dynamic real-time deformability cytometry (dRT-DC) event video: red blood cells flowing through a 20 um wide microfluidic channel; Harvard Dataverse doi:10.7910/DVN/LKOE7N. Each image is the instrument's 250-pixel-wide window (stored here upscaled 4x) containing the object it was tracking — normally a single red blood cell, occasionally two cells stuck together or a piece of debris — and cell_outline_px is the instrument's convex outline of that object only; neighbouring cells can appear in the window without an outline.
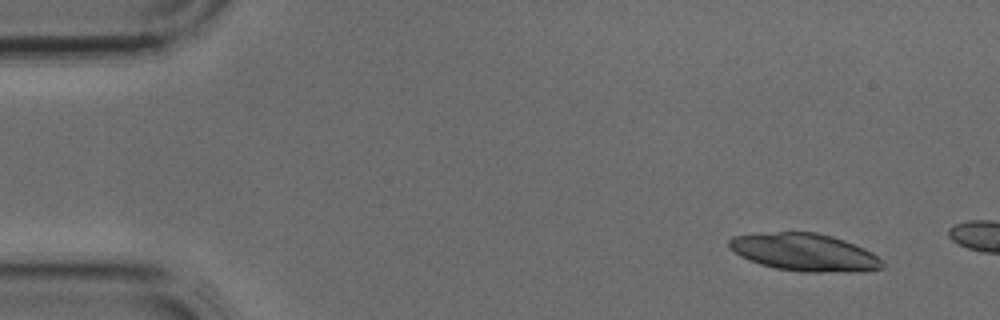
{"species": "common noctule bat (a hibernating species)", "species_latin": "Nyctalus noctula", "temperature_condition": "cold", "stored_images_in_passage": 4, "camera_frame_rate_fps": 3000, "um_per_image_px": 0.085, "animal": {"sex": "male", "body_mass_g": 17.9, "forearm_length_mm": 54.2}, "frame": {"image": 1, "passage_image": 1, "time_ms": 0.0, "image_size_px": [1000, 320], "cell_outline_px": [[884, 268], [864, 272], [800, 272], [776, 268], [760, 264], [748, 260], [740, 256], [728, 244], [728, 240], [732, 236], [776, 232], [816, 232], [832, 236], [844, 240], [864, 248], [872, 252], [884, 264]], "centroid_in_image_um": [68.42, 21.46], "position_along_channel_um": 16.6, "area_um2": 33.58}}
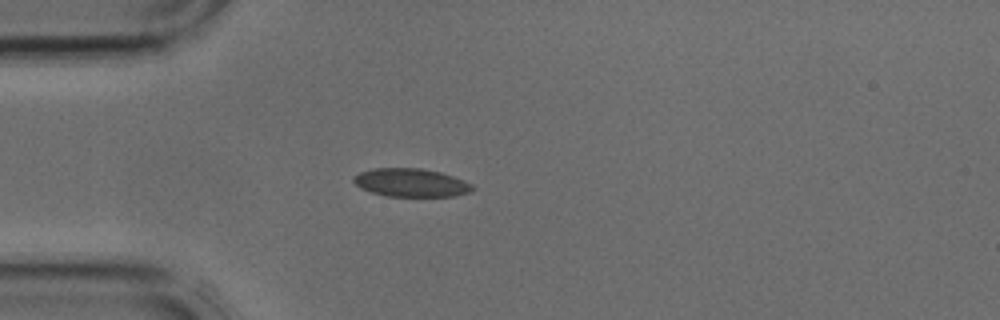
{"frame": {"image": 2, "passage_image": 4, "time_ms": 1.0, "image_size_px": [1000, 320], "cell_outline_px": [[476, 188], [468, 192], [452, 196], [388, 196], [372, 192], [360, 188], [352, 180], [352, 176], [360, 172], [372, 168], [420, 168], [440, 172], [464, 180], [472, 184]], "centroid_in_image_um": [34.91, 15.52], "position_along_channel_um": 50.1, "area_um2": 19.54}}